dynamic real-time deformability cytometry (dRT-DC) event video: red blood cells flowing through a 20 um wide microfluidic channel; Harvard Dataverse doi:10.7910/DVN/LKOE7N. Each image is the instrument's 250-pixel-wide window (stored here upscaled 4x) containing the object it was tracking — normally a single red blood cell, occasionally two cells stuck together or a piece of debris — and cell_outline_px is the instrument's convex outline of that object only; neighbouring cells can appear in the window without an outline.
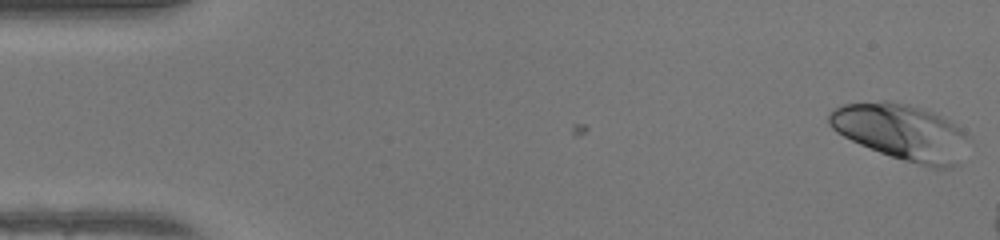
{"species": "human", "species_latin": "Homo sapiens", "temperature_condition": "warm", "stored_images_in_passage": 11, "camera_frame_rate_fps": 3000, "um_per_image_px": 0.085, "donor": {"sex": "female"}, "frame": {"image": 1, "passage_image": 1, "time_ms": 0.0, "image_size_px": [1000, 240], "cell_outline_px": [[972, 140], [956, 164], [952, 168], [932, 168], [904, 160], [880, 152], [860, 144], [836, 132], [828, 124], [828, 112], [832, 108], [844, 104], [880, 100], [884, 100], [908, 104], [932, 112], [948, 120], [972, 136]], "centroid_in_image_um": [76.64, 11.22], "position_along_channel_um": 8.4, "area_um2": 45.78}}